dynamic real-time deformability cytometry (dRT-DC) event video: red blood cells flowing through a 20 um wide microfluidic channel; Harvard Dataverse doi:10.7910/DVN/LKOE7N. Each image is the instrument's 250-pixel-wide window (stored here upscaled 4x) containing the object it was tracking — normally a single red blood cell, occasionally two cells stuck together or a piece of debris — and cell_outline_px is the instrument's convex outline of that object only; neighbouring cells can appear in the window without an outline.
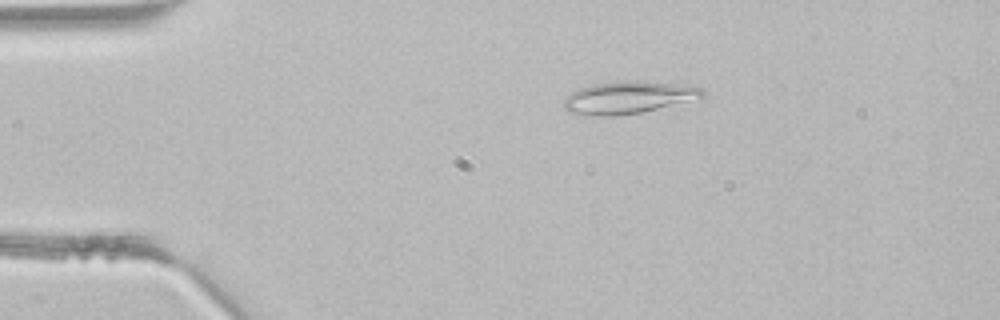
{"species": "common noctule bat (a hibernating species)", "species_latin": "Nyctalus noctula", "temperature_condition": "room temperature", "stored_images_in_passage": 4, "camera_frame_rate_fps": 3000, "um_per_image_px": 0.085, "animal": {"sex": "male", "body_mass_g": 21.5, "forearm_length_mm": 52.0}, "frame": {"image": 1, "passage_image": 4, "time_ms": 1.0, "image_size_px": [1000, 320], "cell_outline_px": [[704, 96], [640, 112], [616, 116], [600, 116], [568, 112], [564, 108], [564, 100], [572, 92], [580, 88], [596, 84], [624, 80], [672, 84], [704, 88]], "centroid_in_image_um": [53.33, 8.29], "position_along_channel_um": 31.7, "area_um2": 25.2}}